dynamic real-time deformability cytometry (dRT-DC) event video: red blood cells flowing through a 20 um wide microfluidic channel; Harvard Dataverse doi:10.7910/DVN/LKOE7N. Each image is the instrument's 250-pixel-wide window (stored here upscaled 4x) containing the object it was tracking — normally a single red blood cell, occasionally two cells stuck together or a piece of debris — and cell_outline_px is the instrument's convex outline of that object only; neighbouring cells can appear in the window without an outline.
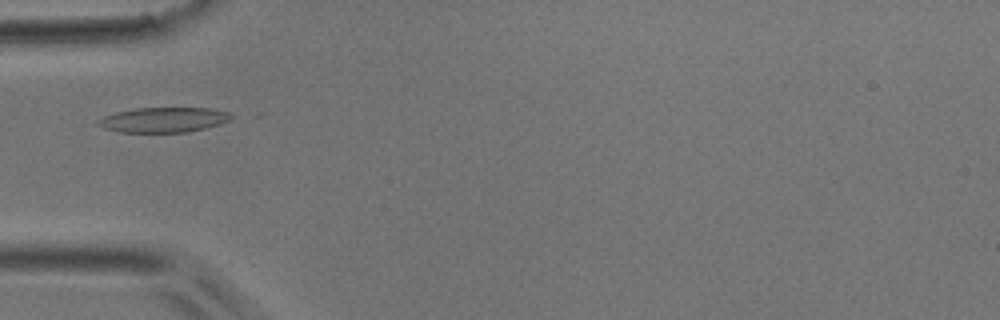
{"species": "common noctule bat (a hibernating species)", "species_latin": "Nyctalus noctula", "temperature_condition": "room temperature", "stored_images_in_passage": 11, "camera_frame_rate_fps": 3000, "um_per_image_px": 0.085, "animal": {"sex": "male", "body_mass_g": 17.9}, "frame": {"image": 1, "passage_image": 6, "time_ms": 1.667, "image_size_px": [1000, 320], "cell_outline_px": [[240, 116], [232, 120], [220, 124], [188, 132], [120, 132], [104, 128], [96, 124], [96, 120], [104, 116], [116, 112], [136, 108], [212, 108], [232, 112]], "centroid_in_image_um": [14.0, 10.17], "position_along_channel_um": 71.0, "area_um2": 19.77}}
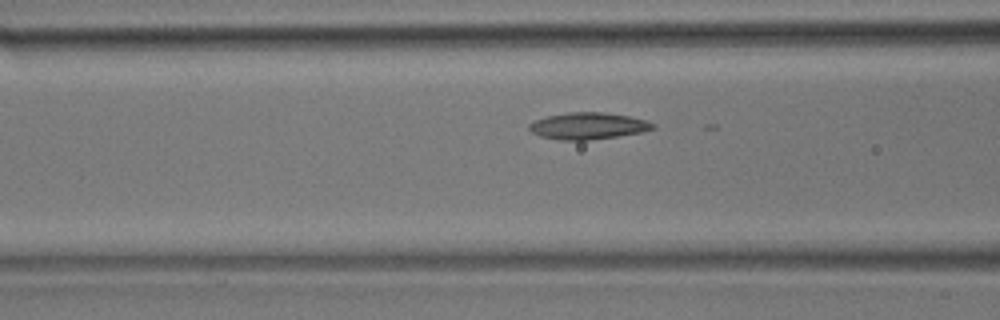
{"frame": {"image": 2, "passage_image": 9, "time_ms": 2.667, "image_size_px": [1000, 320], "cell_outline_px": [[656, 128], [640, 132], [616, 136], [588, 140], [560, 140], [540, 136], [532, 132], [528, 128], [528, 124], [536, 120], [548, 116], [568, 112], [604, 112], [628, 116], [644, 120], [656, 124]], "centroid_in_image_um": [49.97, 10.7], "position_along_channel_um": 116.6, "area_um2": 19.07}}